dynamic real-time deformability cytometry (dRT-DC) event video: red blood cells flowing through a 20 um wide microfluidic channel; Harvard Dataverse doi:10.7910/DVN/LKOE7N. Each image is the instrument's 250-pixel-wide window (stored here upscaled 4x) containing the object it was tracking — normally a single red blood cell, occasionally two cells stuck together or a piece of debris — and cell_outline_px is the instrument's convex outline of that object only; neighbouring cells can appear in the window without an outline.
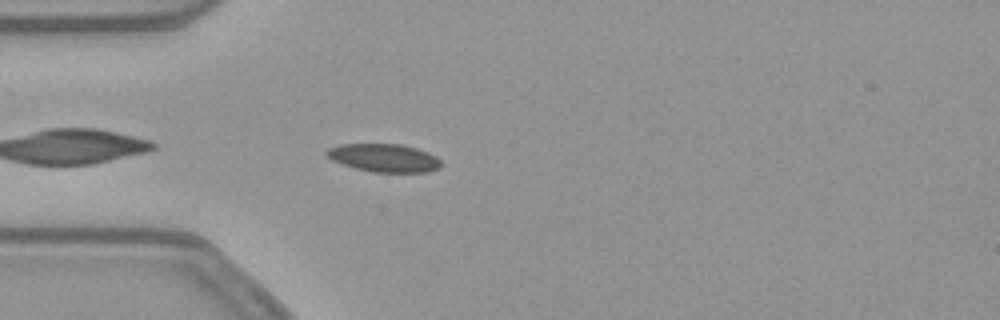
{"species": "common noctule bat (a hibernating species)", "species_latin": "Nyctalus noctula", "temperature_condition": "warm", "stored_images_in_passage": 42, "camera_frame_rate_fps": 3000, "um_per_image_px": 0.085, "animal": {"sex": "female", "body_mass_g": 21.9}, "frame": {"image": 1, "passage_image": 3, "time_ms": 0.667, "image_size_px": [1000, 320], "cell_outline_px": [[440, 168], [428, 172], [372, 172], [356, 168], [332, 160], [324, 152], [328, 148], [340, 144], [400, 144], [416, 148], [428, 152], [436, 156], [440, 160]], "centroid_in_image_um": [32.65, 13.42], "position_along_channel_um": 52.3, "area_um2": 18.67}}
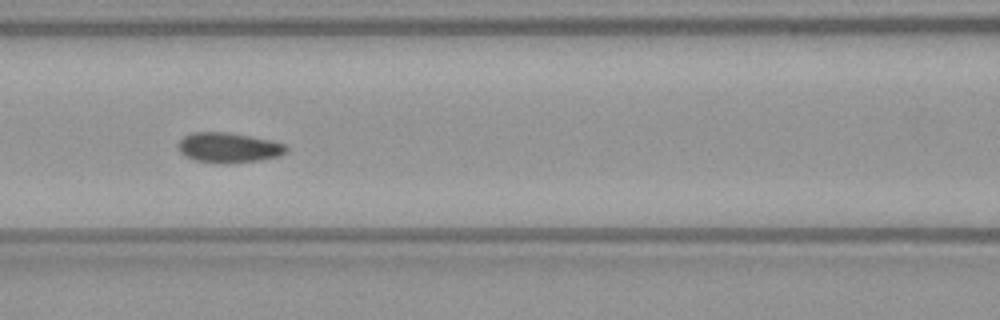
{"frame": {"image": 2, "passage_image": 11, "time_ms": 3.333, "image_size_px": [1000, 320], "cell_outline_px": [[288, 148], [280, 156], [260, 160], [232, 164], [224, 164], [196, 160], [184, 156], [180, 152], [176, 144], [184, 136], [192, 132], [228, 132], [272, 140], [284, 144]], "centroid_in_image_um": [19.41, 12.55], "position_along_channel_um": 147.2, "area_um2": 19.13}}
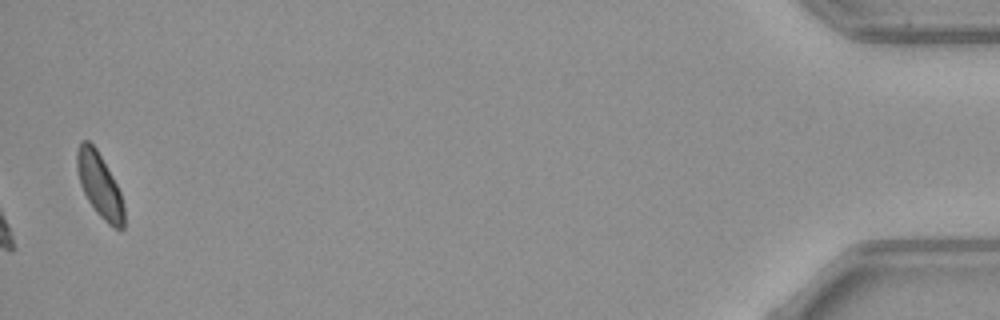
{"frame": {"image": 3, "passage_image": 41, "time_ms": 13.333, "image_size_px": [1000, 320], "cell_outline_px": [[124, 228], [112, 228], [96, 212], [88, 200], [80, 184], [76, 168], [76, 148], [80, 140], [88, 140], [96, 148], [112, 176], [120, 192], [124, 208]], "centroid_in_image_um": [8.44, 15.72], "position_along_channel_um": 426.8, "area_um2": 17.57}, "authors_computed_cell_mechanics": {"area_um2": 18.7272, "velocity_mm_per_s": 3.7826, "shape_relaxation_time_tau1_ms": 6.2276, "shape_relaxation_time_tau2_ms": 1.5361, "deformation_change_tau1": 0.1007, "deformation_change_tau2": 0.0694}}